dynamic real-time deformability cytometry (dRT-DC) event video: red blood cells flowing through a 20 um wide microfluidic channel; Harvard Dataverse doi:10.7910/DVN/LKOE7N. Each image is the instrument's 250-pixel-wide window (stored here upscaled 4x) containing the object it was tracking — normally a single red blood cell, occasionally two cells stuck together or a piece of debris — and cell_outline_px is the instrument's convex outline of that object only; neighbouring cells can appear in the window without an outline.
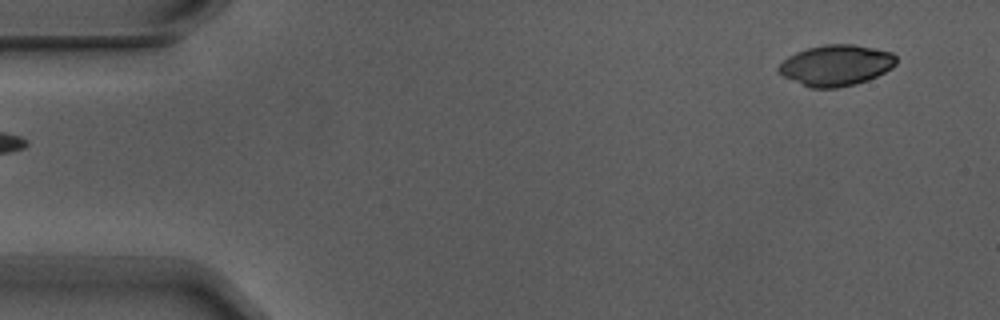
{"species": "Egyptian fruit bat (a non-hibernating species)", "species_latin": "Rousettus aegyptiacus", "temperature_condition": "warm", "stored_images_in_passage": 4, "segment_of_instrument_passage": [2, 2], "camera_frame_rate_fps": 3000, "um_per_image_px": 0.085, "animal": {"sex": "male"}, "frame": {"image": 1, "passage_image": 4, "time_ms": 1.0, "image_size_px": [1000, 320], "cell_outline_px": [[896, 64], [892, 68], [868, 80], [856, 84], [836, 88], [808, 88], [776, 72], [776, 68], [788, 56], [796, 52], [808, 48], [824, 44], [852, 44], [892, 52], [896, 56]], "centroid_in_image_um": [71.04, 5.56], "position_along_channel_um": 14.0, "area_um2": 28.09}}